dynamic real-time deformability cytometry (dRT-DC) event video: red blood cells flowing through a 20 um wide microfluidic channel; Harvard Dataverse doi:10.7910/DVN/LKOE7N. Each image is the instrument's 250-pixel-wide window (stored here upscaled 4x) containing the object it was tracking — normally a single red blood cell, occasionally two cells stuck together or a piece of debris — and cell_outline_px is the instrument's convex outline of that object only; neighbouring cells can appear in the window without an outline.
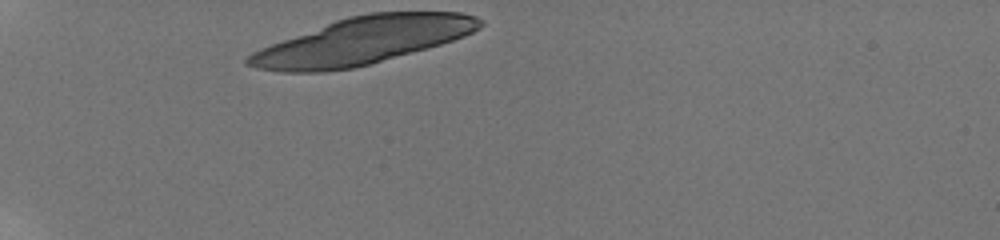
{"species": "human", "species_latin": "Homo sapiens", "temperature_condition": "room temperature", "stored_images_in_passage": 24, "camera_frame_rate_fps": 3000, "um_per_image_px": 0.085, "donor": {"sex": "male"}, "frame": {"image": 1, "passage_image": 1, "time_ms": 0.0, "image_size_px": [1000, 240], "cell_outline_px": [[484, 24], [480, 28], [464, 36], [428, 48], [372, 64], [356, 68], [324, 72], [280, 72], [256, 68], [244, 64], [244, 60], [252, 52], [260, 48], [336, 20], [348, 16], [368, 12], [460, 12], [476, 16], [484, 20]], "centroid_in_image_um": [30.82, 3.48], "position_along_channel_um": 54.2, "area_um2": 63.58}}